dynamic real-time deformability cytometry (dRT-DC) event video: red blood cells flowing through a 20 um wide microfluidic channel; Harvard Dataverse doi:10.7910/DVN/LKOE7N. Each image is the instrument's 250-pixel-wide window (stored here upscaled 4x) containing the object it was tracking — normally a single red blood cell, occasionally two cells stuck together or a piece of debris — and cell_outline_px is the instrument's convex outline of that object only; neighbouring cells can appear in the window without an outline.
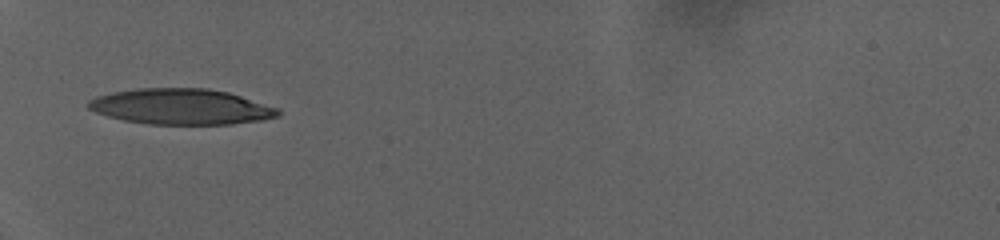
{"species": "human", "species_latin": "Homo sapiens", "temperature_condition": "warm", "stored_images_in_passage": 46, "camera_frame_rate_fps": 3000, "um_per_image_px": 0.085, "donor": {"sex": "female"}, "frame": {"image": 1, "passage_image": 1, "time_ms": 0.0, "image_size_px": [1000, 240], "cell_outline_px": [[280, 116], [264, 120], [232, 124], [148, 124], [124, 120], [108, 116], [96, 112], [88, 108], [84, 104], [88, 100], [96, 96], [112, 92], [136, 88], [208, 88], [228, 92], [280, 108]], "centroid_in_image_um": [15.4, 9.06], "position_along_channel_um": 69.6, "area_um2": 39.77}}
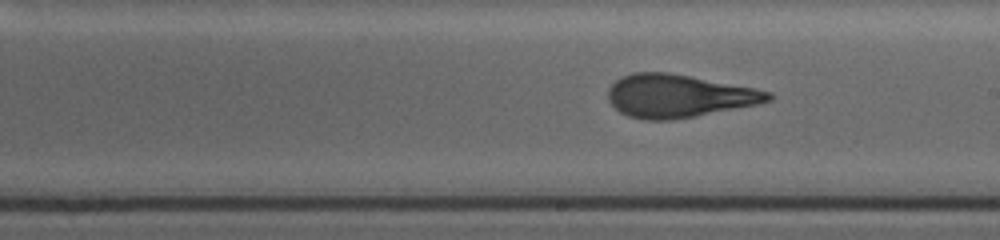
{"frame": {"image": 2, "passage_image": 19, "time_ms": 6.0, "image_size_px": [1000, 240], "cell_outline_px": [[776, 96], [772, 100], [756, 104], [696, 116], [672, 120], [644, 120], [628, 116], [620, 112], [608, 100], [608, 88], [616, 80], [632, 72], [668, 72], [752, 88], [772, 92]], "centroid_in_image_um": [57.66, 8.16], "position_along_channel_um": 231.3, "area_um2": 39.82}}
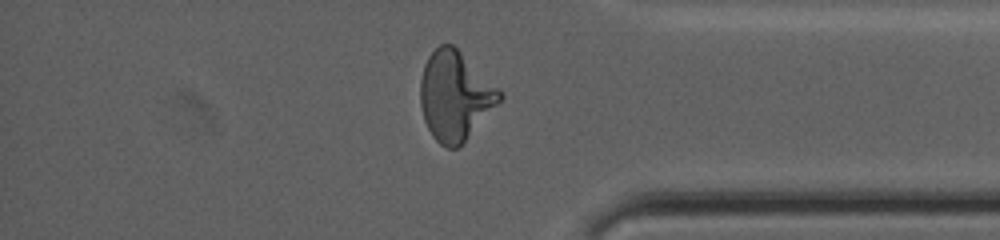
{"frame": {"image": 3, "passage_image": 37, "time_ms": 12.0, "image_size_px": [1000, 240], "cell_outline_px": [[504, 96], [464, 140], [456, 148], [448, 148], [440, 144], [432, 136], [424, 120], [420, 104], [420, 80], [424, 64], [428, 56], [440, 44], [452, 44], [504, 92]], "centroid_in_image_um": [38.65, 8.12], "position_along_channel_um": 396.5, "area_um2": 40.63}, "authors_computed_cell_mechanics": {"area_um2": 39.7664, "velocity_mm_per_s": 2.8803, "shape_relaxation_time_tau1_ms": 7.6569, "shape_relaxation_time_tau2_ms": 1.3651, "deformation_change_tau1": 0.271, "deformation_change_tau2": 0.1015}}